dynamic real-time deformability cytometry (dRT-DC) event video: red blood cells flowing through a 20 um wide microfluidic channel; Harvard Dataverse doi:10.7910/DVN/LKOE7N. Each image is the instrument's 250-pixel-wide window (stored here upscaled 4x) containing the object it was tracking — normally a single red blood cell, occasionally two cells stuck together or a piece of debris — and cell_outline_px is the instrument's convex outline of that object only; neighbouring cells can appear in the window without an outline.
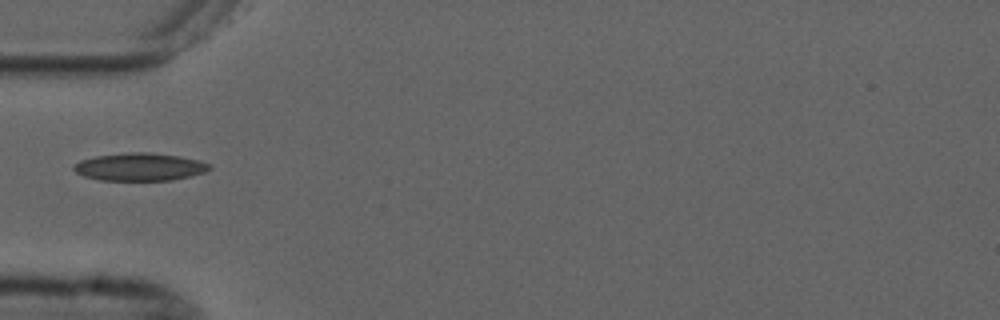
{"species": "common noctule bat (a hibernating species)", "species_latin": "Nyctalus noctula", "temperature_condition": "cold", "stored_images_in_passage": 6, "camera_frame_rate_fps": 3000, "um_per_image_px": 0.085, "animal": {"sex": "male", "forearm_length_mm": 52.5}, "frame": {"image": 1, "passage_image": 5, "time_ms": 5.0, "image_size_px": [1000, 320], "cell_outline_px": [[212, 168], [204, 172], [192, 176], [172, 180], [100, 180], [84, 176], [76, 172], [72, 168], [80, 160], [96, 156], [132, 152], [148, 152], [180, 156], [200, 160], [212, 164]], "centroid_in_image_um": [11.93, 14.18], "position_along_channel_um": 73.1, "area_um2": 21.96}}